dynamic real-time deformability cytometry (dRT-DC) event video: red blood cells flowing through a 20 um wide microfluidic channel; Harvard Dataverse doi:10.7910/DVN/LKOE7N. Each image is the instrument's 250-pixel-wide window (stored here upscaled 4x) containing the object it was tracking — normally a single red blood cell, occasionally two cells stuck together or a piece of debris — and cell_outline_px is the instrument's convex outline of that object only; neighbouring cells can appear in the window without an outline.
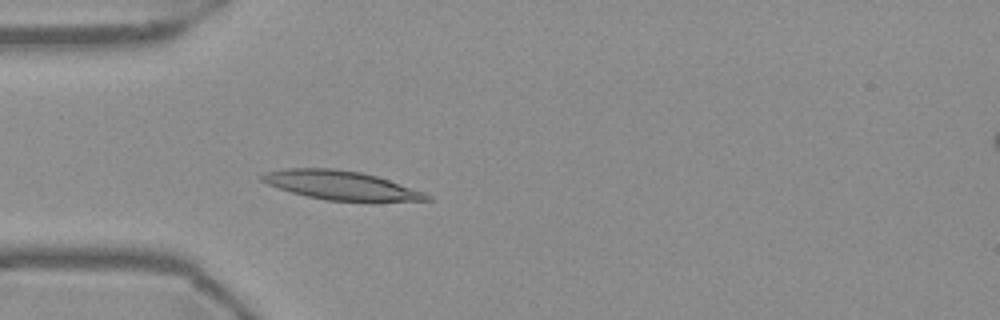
{"species": "Egyptian fruit bat (a non-hibernating species)", "species_latin": "Rousettus aegyptiacus", "temperature_condition": "warm", "stored_images_in_passage": 53, "camera_frame_rate_fps": 3000, "um_per_image_px": 0.085, "frame": {"image": 1, "passage_image": 14, "time_ms": 4.333, "image_size_px": [1000, 320], "cell_outline_px": [[432, 200], [324, 200], [292, 192], [268, 184], [260, 180], [256, 176], [264, 172], [284, 168], [332, 168], [360, 172], [376, 176], [424, 192], [432, 196]], "centroid_in_image_um": [28.88, 15.72], "position_along_channel_um": 56.1, "area_um2": 27.22}}
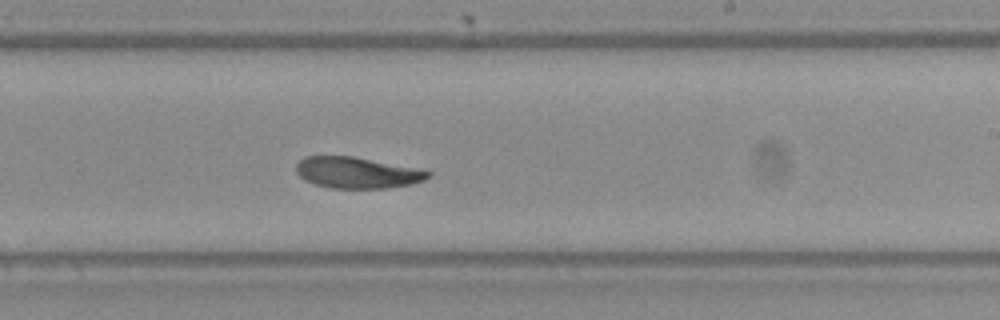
{"frame": {"image": 2, "passage_image": 31, "time_ms": 10.0, "image_size_px": [1000, 320], "cell_outline_px": [[432, 176], [424, 180], [412, 184], [384, 188], [332, 188], [316, 184], [304, 180], [296, 172], [296, 164], [304, 156], [352, 156], [416, 168], [432, 172]], "centroid_in_image_um": [30.35, 14.67], "position_along_channel_um": 258.7, "area_um2": 23.87}}
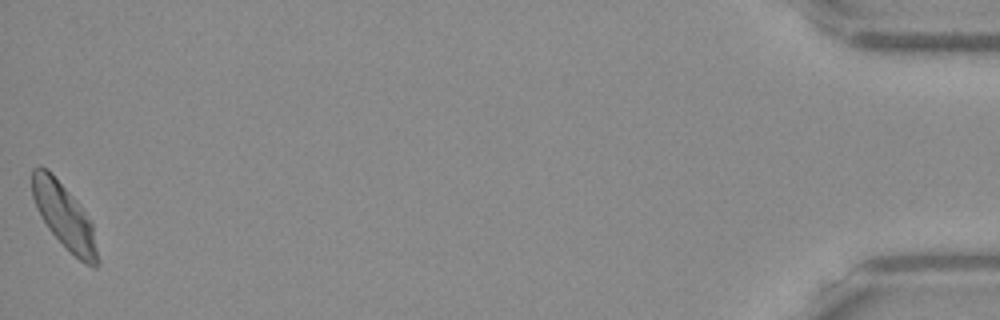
{"frame": {"image": 3, "passage_image": 53, "time_ms": 17.333, "image_size_px": [1000, 320], "cell_outline_px": [[100, 264], [96, 268], [92, 268], [84, 264], [48, 228], [40, 216], [36, 208], [32, 196], [32, 168], [40, 164], [48, 168], [52, 172], [80, 204], [92, 224], [100, 260]], "centroid_in_image_um": [5.47, 18.35], "position_along_channel_um": 429.7, "area_um2": 24.91}, "authors_computed_cell_mechanics": {"area_um2": 25.143, "velocity_mm_per_s": 3.67, "shape_relaxation_time_tau1_ms": null, "shape_relaxation_time_tau2_ms": 5.9756, "deformation_change_tau1": null, "deformation_change_tau2": 0.1041}}